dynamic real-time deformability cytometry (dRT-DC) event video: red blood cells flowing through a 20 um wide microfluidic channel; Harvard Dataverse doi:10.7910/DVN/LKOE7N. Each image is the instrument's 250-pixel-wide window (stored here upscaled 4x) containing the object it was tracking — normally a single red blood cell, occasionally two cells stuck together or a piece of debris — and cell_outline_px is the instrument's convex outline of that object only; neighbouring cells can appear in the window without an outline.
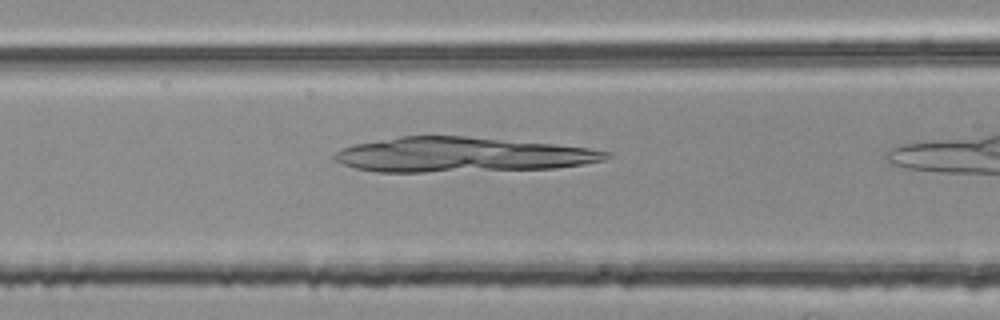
{"species": "common noctule bat (a hibernating species)", "species_latin": "Nyctalus noctula", "temperature_condition": "room temperature", "stored_images_in_passage": 23, "camera_frame_rate_fps": 3000, "um_per_image_px": 0.085, "animal": {"sex": "female", "body_mass_g": 25.1}, "frame": {"image": 1, "passage_image": 18, "time_ms": 5.667, "image_size_px": [1000, 320], "cell_outline_px": [[612, 156], [604, 160], [584, 164], [556, 168], [424, 172], [376, 172], [356, 168], [332, 160], [332, 156], [336, 152], [344, 148], [356, 144], [400, 136], [464, 136], [552, 144], [588, 148], [612, 152]], "centroid_in_image_um": [39.25, 13.16], "position_along_channel_um": 127.3, "area_um2": 54.74}}
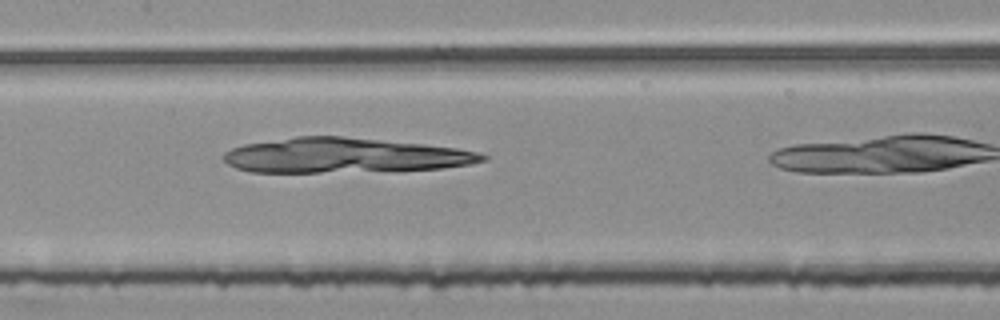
{"frame": {"image": 2, "passage_image": 22, "time_ms": 7.0, "image_size_px": [1000, 320], "cell_outline_px": [[488, 160], [472, 164], [440, 168], [400, 172], [248, 172], [236, 168], [228, 164], [220, 156], [224, 152], [232, 148], [244, 144], [296, 136], [340, 136], [424, 144], [456, 148], [480, 152], [488, 156]], "centroid_in_image_um": [29.32, 13.23], "position_along_channel_um": 178.1, "area_um2": 53.47}}